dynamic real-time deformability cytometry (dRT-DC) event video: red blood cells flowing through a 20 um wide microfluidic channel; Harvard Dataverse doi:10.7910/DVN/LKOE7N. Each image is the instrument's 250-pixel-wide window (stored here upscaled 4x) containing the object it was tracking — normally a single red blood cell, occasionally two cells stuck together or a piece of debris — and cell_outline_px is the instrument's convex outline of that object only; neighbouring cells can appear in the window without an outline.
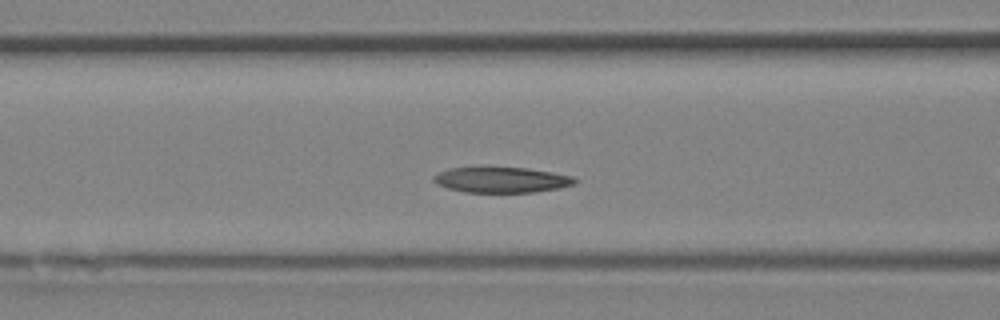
{"species": "Egyptian fruit bat (a non-hibernating species)", "species_latin": "Rousettus aegyptiacus", "temperature_condition": "room temperature", "stored_images_in_passage": 32, "camera_frame_rate_fps": 3000, "um_per_image_px": 0.085, "animal": {"sex": "female"}, "frame": {"image": 1, "passage_image": 10, "time_ms": 3.0, "image_size_px": [1000, 320], "cell_outline_px": [[580, 180], [576, 184], [560, 188], [536, 192], [464, 192], [448, 188], [436, 184], [432, 180], [432, 176], [448, 168], [484, 164], [528, 168], [552, 172], [572, 176]], "centroid_in_image_um": [42.6, 15.24], "position_along_channel_um": 124.0, "area_um2": 22.2}}
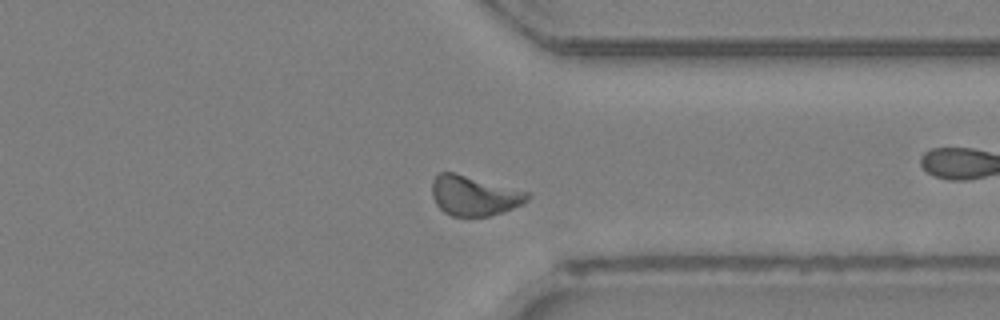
{"frame": {"image": 2, "passage_image": 23, "time_ms": 7.333, "image_size_px": [1000, 320], "cell_outline_px": [[532, 196], [524, 204], [488, 216], [452, 216], [444, 212], [436, 204], [432, 196], [432, 180], [440, 172], [452, 172], [528, 192]], "centroid_in_image_um": [40.28, 16.64], "position_along_channel_um": 371.1, "area_um2": 21.91}}